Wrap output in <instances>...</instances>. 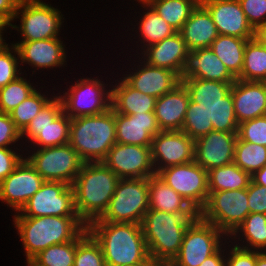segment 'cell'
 I'll return each instance as SVG.
<instances>
[{
  "label": "cell",
  "instance_id": "47",
  "mask_svg": "<svg viewBox=\"0 0 266 266\" xmlns=\"http://www.w3.org/2000/svg\"><path fill=\"white\" fill-rule=\"evenodd\" d=\"M22 139L21 131L15 126L9 114L0 111V148Z\"/></svg>",
  "mask_w": 266,
  "mask_h": 266
},
{
  "label": "cell",
  "instance_id": "2",
  "mask_svg": "<svg viewBox=\"0 0 266 266\" xmlns=\"http://www.w3.org/2000/svg\"><path fill=\"white\" fill-rule=\"evenodd\" d=\"M119 179L103 162L83 163L72 187L76 213L86 225L107 210Z\"/></svg>",
  "mask_w": 266,
  "mask_h": 266
},
{
  "label": "cell",
  "instance_id": "11",
  "mask_svg": "<svg viewBox=\"0 0 266 266\" xmlns=\"http://www.w3.org/2000/svg\"><path fill=\"white\" fill-rule=\"evenodd\" d=\"M224 235L213 224L198 216L188 226L180 250L168 266H200L206 258L224 245L221 239Z\"/></svg>",
  "mask_w": 266,
  "mask_h": 266
},
{
  "label": "cell",
  "instance_id": "18",
  "mask_svg": "<svg viewBox=\"0 0 266 266\" xmlns=\"http://www.w3.org/2000/svg\"><path fill=\"white\" fill-rule=\"evenodd\" d=\"M238 132L210 131L195 140L194 161L209 171L234 163Z\"/></svg>",
  "mask_w": 266,
  "mask_h": 266
},
{
  "label": "cell",
  "instance_id": "32",
  "mask_svg": "<svg viewBox=\"0 0 266 266\" xmlns=\"http://www.w3.org/2000/svg\"><path fill=\"white\" fill-rule=\"evenodd\" d=\"M145 2L179 32L200 0H145Z\"/></svg>",
  "mask_w": 266,
  "mask_h": 266
},
{
  "label": "cell",
  "instance_id": "44",
  "mask_svg": "<svg viewBox=\"0 0 266 266\" xmlns=\"http://www.w3.org/2000/svg\"><path fill=\"white\" fill-rule=\"evenodd\" d=\"M237 135L242 141L266 146V115L241 122Z\"/></svg>",
  "mask_w": 266,
  "mask_h": 266
},
{
  "label": "cell",
  "instance_id": "3",
  "mask_svg": "<svg viewBox=\"0 0 266 266\" xmlns=\"http://www.w3.org/2000/svg\"><path fill=\"white\" fill-rule=\"evenodd\" d=\"M198 213H167L149 209L141 222L151 260L168 265L178 254L188 226Z\"/></svg>",
  "mask_w": 266,
  "mask_h": 266
},
{
  "label": "cell",
  "instance_id": "29",
  "mask_svg": "<svg viewBox=\"0 0 266 266\" xmlns=\"http://www.w3.org/2000/svg\"><path fill=\"white\" fill-rule=\"evenodd\" d=\"M149 209L167 213H197L157 175L149 177Z\"/></svg>",
  "mask_w": 266,
  "mask_h": 266
},
{
  "label": "cell",
  "instance_id": "28",
  "mask_svg": "<svg viewBox=\"0 0 266 266\" xmlns=\"http://www.w3.org/2000/svg\"><path fill=\"white\" fill-rule=\"evenodd\" d=\"M112 86L111 108L116 113L133 115L154 112L156 99L132 88L124 79Z\"/></svg>",
  "mask_w": 266,
  "mask_h": 266
},
{
  "label": "cell",
  "instance_id": "20",
  "mask_svg": "<svg viewBox=\"0 0 266 266\" xmlns=\"http://www.w3.org/2000/svg\"><path fill=\"white\" fill-rule=\"evenodd\" d=\"M189 78L221 82H235L237 80L210 47L187 53L179 79L182 82Z\"/></svg>",
  "mask_w": 266,
  "mask_h": 266
},
{
  "label": "cell",
  "instance_id": "60",
  "mask_svg": "<svg viewBox=\"0 0 266 266\" xmlns=\"http://www.w3.org/2000/svg\"><path fill=\"white\" fill-rule=\"evenodd\" d=\"M137 266H154V265H137Z\"/></svg>",
  "mask_w": 266,
  "mask_h": 266
},
{
  "label": "cell",
  "instance_id": "51",
  "mask_svg": "<svg viewBox=\"0 0 266 266\" xmlns=\"http://www.w3.org/2000/svg\"><path fill=\"white\" fill-rule=\"evenodd\" d=\"M18 0H0V16L8 23L14 20Z\"/></svg>",
  "mask_w": 266,
  "mask_h": 266
},
{
  "label": "cell",
  "instance_id": "36",
  "mask_svg": "<svg viewBox=\"0 0 266 266\" xmlns=\"http://www.w3.org/2000/svg\"><path fill=\"white\" fill-rule=\"evenodd\" d=\"M234 163L245 172L253 175L266 165V146L237 138Z\"/></svg>",
  "mask_w": 266,
  "mask_h": 266
},
{
  "label": "cell",
  "instance_id": "52",
  "mask_svg": "<svg viewBox=\"0 0 266 266\" xmlns=\"http://www.w3.org/2000/svg\"><path fill=\"white\" fill-rule=\"evenodd\" d=\"M222 246L210 257L206 258L200 266H226V255L224 256V251L221 250ZM223 252V254H222ZM225 257V258H224Z\"/></svg>",
  "mask_w": 266,
  "mask_h": 266
},
{
  "label": "cell",
  "instance_id": "13",
  "mask_svg": "<svg viewBox=\"0 0 266 266\" xmlns=\"http://www.w3.org/2000/svg\"><path fill=\"white\" fill-rule=\"evenodd\" d=\"M19 212L14 217H78L73 187L61 181H45Z\"/></svg>",
  "mask_w": 266,
  "mask_h": 266
},
{
  "label": "cell",
  "instance_id": "15",
  "mask_svg": "<svg viewBox=\"0 0 266 266\" xmlns=\"http://www.w3.org/2000/svg\"><path fill=\"white\" fill-rule=\"evenodd\" d=\"M120 179L149 178L156 175L151 147L115 143L102 161Z\"/></svg>",
  "mask_w": 266,
  "mask_h": 266
},
{
  "label": "cell",
  "instance_id": "50",
  "mask_svg": "<svg viewBox=\"0 0 266 266\" xmlns=\"http://www.w3.org/2000/svg\"><path fill=\"white\" fill-rule=\"evenodd\" d=\"M19 154V155H18ZM10 147L0 148V183L16 168L24 158Z\"/></svg>",
  "mask_w": 266,
  "mask_h": 266
},
{
  "label": "cell",
  "instance_id": "22",
  "mask_svg": "<svg viewBox=\"0 0 266 266\" xmlns=\"http://www.w3.org/2000/svg\"><path fill=\"white\" fill-rule=\"evenodd\" d=\"M60 38H49L37 41H20L12 44L18 51L19 61L27 62L38 70L63 66L66 62L65 45Z\"/></svg>",
  "mask_w": 266,
  "mask_h": 266
},
{
  "label": "cell",
  "instance_id": "5",
  "mask_svg": "<svg viewBox=\"0 0 266 266\" xmlns=\"http://www.w3.org/2000/svg\"><path fill=\"white\" fill-rule=\"evenodd\" d=\"M116 143L115 111L71 119L69 145L84 163L102 162Z\"/></svg>",
  "mask_w": 266,
  "mask_h": 266
},
{
  "label": "cell",
  "instance_id": "6",
  "mask_svg": "<svg viewBox=\"0 0 266 266\" xmlns=\"http://www.w3.org/2000/svg\"><path fill=\"white\" fill-rule=\"evenodd\" d=\"M182 83L190 99L204 111L214 131L238 132L239 124L231 93L234 82L189 78Z\"/></svg>",
  "mask_w": 266,
  "mask_h": 266
},
{
  "label": "cell",
  "instance_id": "16",
  "mask_svg": "<svg viewBox=\"0 0 266 266\" xmlns=\"http://www.w3.org/2000/svg\"><path fill=\"white\" fill-rule=\"evenodd\" d=\"M194 147L195 140L182 130L160 131L151 144L156 175L165 168L194 161Z\"/></svg>",
  "mask_w": 266,
  "mask_h": 266
},
{
  "label": "cell",
  "instance_id": "45",
  "mask_svg": "<svg viewBox=\"0 0 266 266\" xmlns=\"http://www.w3.org/2000/svg\"><path fill=\"white\" fill-rule=\"evenodd\" d=\"M16 54L18 55V51L12 44L0 52V88L5 87L21 75L18 70L19 56L16 57Z\"/></svg>",
  "mask_w": 266,
  "mask_h": 266
},
{
  "label": "cell",
  "instance_id": "54",
  "mask_svg": "<svg viewBox=\"0 0 266 266\" xmlns=\"http://www.w3.org/2000/svg\"><path fill=\"white\" fill-rule=\"evenodd\" d=\"M254 38L266 47V24L260 25L254 30Z\"/></svg>",
  "mask_w": 266,
  "mask_h": 266
},
{
  "label": "cell",
  "instance_id": "40",
  "mask_svg": "<svg viewBox=\"0 0 266 266\" xmlns=\"http://www.w3.org/2000/svg\"><path fill=\"white\" fill-rule=\"evenodd\" d=\"M35 90L22 103L15 107L10 113L11 120L15 126L22 132L31 120L44 108L52 99Z\"/></svg>",
  "mask_w": 266,
  "mask_h": 266
},
{
  "label": "cell",
  "instance_id": "1",
  "mask_svg": "<svg viewBox=\"0 0 266 266\" xmlns=\"http://www.w3.org/2000/svg\"><path fill=\"white\" fill-rule=\"evenodd\" d=\"M87 229L101 245L106 266L155 265L141 224L90 222Z\"/></svg>",
  "mask_w": 266,
  "mask_h": 266
},
{
  "label": "cell",
  "instance_id": "53",
  "mask_svg": "<svg viewBox=\"0 0 266 266\" xmlns=\"http://www.w3.org/2000/svg\"><path fill=\"white\" fill-rule=\"evenodd\" d=\"M251 180L258 185L266 187V165L251 175Z\"/></svg>",
  "mask_w": 266,
  "mask_h": 266
},
{
  "label": "cell",
  "instance_id": "25",
  "mask_svg": "<svg viewBox=\"0 0 266 266\" xmlns=\"http://www.w3.org/2000/svg\"><path fill=\"white\" fill-rule=\"evenodd\" d=\"M141 60L151 66L172 70L180 75L187 53L189 52L179 32L159 41L156 44L145 47Z\"/></svg>",
  "mask_w": 266,
  "mask_h": 266
},
{
  "label": "cell",
  "instance_id": "48",
  "mask_svg": "<svg viewBox=\"0 0 266 266\" xmlns=\"http://www.w3.org/2000/svg\"><path fill=\"white\" fill-rule=\"evenodd\" d=\"M249 212L266 214V187L252 180L247 188Z\"/></svg>",
  "mask_w": 266,
  "mask_h": 266
},
{
  "label": "cell",
  "instance_id": "17",
  "mask_svg": "<svg viewBox=\"0 0 266 266\" xmlns=\"http://www.w3.org/2000/svg\"><path fill=\"white\" fill-rule=\"evenodd\" d=\"M44 182L29 161L23 158L0 183V200L19 212Z\"/></svg>",
  "mask_w": 266,
  "mask_h": 266
},
{
  "label": "cell",
  "instance_id": "39",
  "mask_svg": "<svg viewBox=\"0 0 266 266\" xmlns=\"http://www.w3.org/2000/svg\"><path fill=\"white\" fill-rule=\"evenodd\" d=\"M76 238L63 244L49 246L40 251L31 261L37 266H73Z\"/></svg>",
  "mask_w": 266,
  "mask_h": 266
},
{
  "label": "cell",
  "instance_id": "9",
  "mask_svg": "<svg viewBox=\"0 0 266 266\" xmlns=\"http://www.w3.org/2000/svg\"><path fill=\"white\" fill-rule=\"evenodd\" d=\"M57 9L41 0H25L17 5L14 20L20 16V27L10 26L22 35L21 41H37L59 38L63 15ZM19 15V16H18Z\"/></svg>",
  "mask_w": 266,
  "mask_h": 266
},
{
  "label": "cell",
  "instance_id": "27",
  "mask_svg": "<svg viewBox=\"0 0 266 266\" xmlns=\"http://www.w3.org/2000/svg\"><path fill=\"white\" fill-rule=\"evenodd\" d=\"M179 33L189 51L210 47L219 35L211 14L201 3L192 11Z\"/></svg>",
  "mask_w": 266,
  "mask_h": 266
},
{
  "label": "cell",
  "instance_id": "38",
  "mask_svg": "<svg viewBox=\"0 0 266 266\" xmlns=\"http://www.w3.org/2000/svg\"><path fill=\"white\" fill-rule=\"evenodd\" d=\"M71 119L62 112L50 125L43 129L32 141L38 149L69 143Z\"/></svg>",
  "mask_w": 266,
  "mask_h": 266
},
{
  "label": "cell",
  "instance_id": "24",
  "mask_svg": "<svg viewBox=\"0 0 266 266\" xmlns=\"http://www.w3.org/2000/svg\"><path fill=\"white\" fill-rule=\"evenodd\" d=\"M137 69L134 73L127 74L123 79L132 88L155 98L172 91L181 83L176 72L148 65L145 61L137 66Z\"/></svg>",
  "mask_w": 266,
  "mask_h": 266
},
{
  "label": "cell",
  "instance_id": "4",
  "mask_svg": "<svg viewBox=\"0 0 266 266\" xmlns=\"http://www.w3.org/2000/svg\"><path fill=\"white\" fill-rule=\"evenodd\" d=\"M13 222L27 260L49 246L73 241L87 227L79 217H14Z\"/></svg>",
  "mask_w": 266,
  "mask_h": 266
},
{
  "label": "cell",
  "instance_id": "33",
  "mask_svg": "<svg viewBox=\"0 0 266 266\" xmlns=\"http://www.w3.org/2000/svg\"><path fill=\"white\" fill-rule=\"evenodd\" d=\"M144 7L147 8V12H143V16L140 18L139 32L141 31V37L143 38L144 49L145 46H151L153 44L162 41L174 35L177 31L172 28L149 4L145 1H138ZM146 42V44L144 43Z\"/></svg>",
  "mask_w": 266,
  "mask_h": 266
},
{
  "label": "cell",
  "instance_id": "56",
  "mask_svg": "<svg viewBox=\"0 0 266 266\" xmlns=\"http://www.w3.org/2000/svg\"><path fill=\"white\" fill-rule=\"evenodd\" d=\"M2 35L3 32L0 31V52L3 51L8 46V44L4 42L5 40L3 39Z\"/></svg>",
  "mask_w": 266,
  "mask_h": 266
},
{
  "label": "cell",
  "instance_id": "12",
  "mask_svg": "<svg viewBox=\"0 0 266 266\" xmlns=\"http://www.w3.org/2000/svg\"><path fill=\"white\" fill-rule=\"evenodd\" d=\"M26 159L45 181H61L69 185L74 183L84 163L69 143L37 149Z\"/></svg>",
  "mask_w": 266,
  "mask_h": 266
},
{
  "label": "cell",
  "instance_id": "14",
  "mask_svg": "<svg viewBox=\"0 0 266 266\" xmlns=\"http://www.w3.org/2000/svg\"><path fill=\"white\" fill-rule=\"evenodd\" d=\"M157 176L197 212L204 207L209 195L208 172L195 161L161 170Z\"/></svg>",
  "mask_w": 266,
  "mask_h": 266
},
{
  "label": "cell",
  "instance_id": "43",
  "mask_svg": "<svg viewBox=\"0 0 266 266\" xmlns=\"http://www.w3.org/2000/svg\"><path fill=\"white\" fill-rule=\"evenodd\" d=\"M181 130L193 140L213 131L212 123H209L204 111L191 99L186 110L184 124Z\"/></svg>",
  "mask_w": 266,
  "mask_h": 266
},
{
  "label": "cell",
  "instance_id": "55",
  "mask_svg": "<svg viewBox=\"0 0 266 266\" xmlns=\"http://www.w3.org/2000/svg\"><path fill=\"white\" fill-rule=\"evenodd\" d=\"M255 266H266V254L262 251H256V265Z\"/></svg>",
  "mask_w": 266,
  "mask_h": 266
},
{
  "label": "cell",
  "instance_id": "31",
  "mask_svg": "<svg viewBox=\"0 0 266 266\" xmlns=\"http://www.w3.org/2000/svg\"><path fill=\"white\" fill-rule=\"evenodd\" d=\"M247 41V39L234 36L218 35L210 46V49L235 77L241 73Z\"/></svg>",
  "mask_w": 266,
  "mask_h": 266
},
{
  "label": "cell",
  "instance_id": "23",
  "mask_svg": "<svg viewBox=\"0 0 266 266\" xmlns=\"http://www.w3.org/2000/svg\"><path fill=\"white\" fill-rule=\"evenodd\" d=\"M231 93L238 124L266 115V82L237 79Z\"/></svg>",
  "mask_w": 266,
  "mask_h": 266
},
{
  "label": "cell",
  "instance_id": "57",
  "mask_svg": "<svg viewBox=\"0 0 266 266\" xmlns=\"http://www.w3.org/2000/svg\"><path fill=\"white\" fill-rule=\"evenodd\" d=\"M10 24H8L1 16H0V31H4L5 27H9Z\"/></svg>",
  "mask_w": 266,
  "mask_h": 266
},
{
  "label": "cell",
  "instance_id": "21",
  "mask_svg": "<svg viewBox=\"0 0 266 266\" xmlns=\"http://www.w3.org/2000/svg\"><path fill=\"white\" fill-rule=\"evenodd\" d=\"M116 142L151 147L161 130L154 112L126 115L115 112Z\"/></svg>",
  "mask_w": 266,
  "mask_h": 266
},
{
  "label": "cell",
  "instance_id": "8",
  "mask_svg": "<svg viewBox=\"0 0 266 266\" xmlns=\"http://www.w3.org/2000/svg\"><path fill=\"white\" fill-rule=\"evenodd\" d=\"M248 202L247 188L209 192L207 202L198 216L221 230L229 240V236L250 214Z\"/></svg>",
  "mask_w": 266,
  "mask_h": 266
},
{
  "label": "cell",
  "instance_id": "34",
  "mask_svg": "<svg viewBox=\"0 0 266 266\" xmlns=\"http://www.w3.org/2000/svg\"><path fill=\"white\" fill-rule=\"evenodd\" d=\"M243 81L266 82V47L255 38L245 45L243 67L236 77Z\"/></svg>",
  "mask_w": 266,
  "mask_h": 266
},
{
  "label": "cell",
  "instance_id": "42",
  "mask_svg": "<svg viewBox=\"0 0 266 266\" xmlns=\"http://www.w3.org/2000/svg\"><path fill=\"white\" fill-rule=\"evenodd\" d=\"M62 112V102L58 96H54L21 132V138L26 136L32 143L38 134L50 125Z\"/></svg>",
  "mask_w": 266,
  "mask_h": 266
},
{
  "label": "cell",
  "instance_id": "30",
  "mask_svg": "<svg viewBox=\"0 0 266 266\" xmlns=\"http://www.w3.org/2000/svg\"><path fill=\"white\" fill-rule=\"evenodd\" d=\"M207 172L209 192L246 189L251 182V175L235 163L216 167Z\"/></svg>",
  "mask_w": 266,
  "mask_h": 266
},
{
  "label": "cell",
  "instance_id": "46",
  "mask_svg": "<svg viewBox=\"0 0 266 266\" xmlns=\"http://www.w3.org/2000/svg\"><path fill=\"white\" fill-rule=\"evenodd\" d=\"M248 23L255 30L266 24V0H239Z\"/></svg>",
  "mask_w": 266,
  "mask_h": 266
},
{
  "label": "cell",
  "instance_id": "37",
  "mask_svg": "<svg viewBox=\"0 0 266 266\" xmlns=\"http://www.w3.org/2000/svg\"><path fill=\"white\" fill-rule=\"evenodd\" d=\"M73 266H106L101 245L88 232L87 227L76 237Z\"/></svg>",
  "mask_w": 266,
  "mask_h": 266
},
{
  "label": "cell",
  "instance_id": "49",
  "mask_svg": "<svg viewBox=\"0 0 266 266\" xmlns=\"http://www.w3.org/2000/svg\"><path fill=\"white\" fill-rule=\"evenodd\" d=\"M229 250L228 258H226V266H255L256 251L248 250L234 245Z\"/></svg>",
  "mask_w": 266,
  "mask_h": 266
},
{
  "label": "cell",
  "instance_id": "19",
  "mask_svg": "<svg viewBox=\"0 0 266 266\" xmlns=\"http://www.w3.org/2000/svg\"><path fill=\"white\" fill-rule=\"evenodd\" d=\"M211 14L219 35L251 40L254 29L248 23L239 0H200Z\"/></svg>",
  "mask_w": 266,
  "mask_h": 266
},
{
  "label": "cell",
  "instance_id": "10",
  "mask_svg": "<svg viewBox=\"0 0 266 266\" xmlns=\"http://www.w3.org/2000/svg\"><path fill=\"white\" fill-rule=\"evenodd\" d=\"M63 112L70 118L94 116L111 109L112 90L105 88V83L98 78H81L62 96Z\"/></svg>",
  "mask_w": 266,
  "mask_h": 266
},
{
  "label": "cell",
  "instance_id": "59",
  "mask_svg": "<svg viewBox=\"0 0 266 266\" xmlns=\"http://www.w3.org/2000/svg\"><path fill=\"white\" fill-rule=\"evenodd\" d=\"M154 266H168L166 264H155Z\"/></svg>",
  "mask_w": 266,
  "mask_h": 266
},
{
  "label": "cell",
  "instance_id": "35",
  "mask_svg": "<svg viewBox=\"0 0 266 266\" xmlns=\"http://www.w3.org/2000/svg\"><path fill=\"white\" fill-rule=\"evenodd\" d=\"M239 232L244 233L240 235L244 236V238L241 237V240L243 239V243L246 240L248 244L240 246L236 243V246L248 250L264 251L266 248V214H249L229 237L237 236L236 234Z\"/></svg>",
  "mask_w": 266,
  "mask_h": 266
},
{
  "label": "cell",
  "instance_id": "41",
  "mask_svg": "<svg viewBox=\"0 0 266 266\" xmlns=\"http://www.w3.org/2000/svg\"><path fill=\"white\" fill-rule=\"evenodd\" d=\"M35 90L29 81L19 76L0 88V111L9 114Z\"/></svg>",
  "mask_w": 266,
  "mask_h": 266
},
{
  "label": "cell",
  "instance_id": "26",
  "mask_svg": "<svg viewBox=\"0 0 266 266\" xmlns=\"http://www.w3.org/2000/svg\"><path fill=\"white\" fill-rule=\"evenodd\" d=\"M189 101V92L182 82L156 99L154 113L161 131L182 129Z\"/></svg>",
  "mask_w": 266,
  "mask_h": 266
},
{
  "label": "cell",
  "instance_id": "7",
  "mask_svg": "<svg viewBox=\"0 0 266 266\" xmlns=\"http://www.w3.org/2000/svg\"><path fill=\"white\" fill-rule=\"evenodd\" d=\"M149 210V178L119 179L104 214L91 222L141 224Z\"/></svg>",
  "mask_w": 266,
  "mask_h": 266
},
{
  "label": "cell",
  "instance_id": "58",
  "mask_svg": "<svg viewBox=\"0 0 266 266\" xmlns=\"http://www.w3.org/2000/svg\"><path fill=\"white\" fill-rule=\"evenodd\" d=\"M27 266H37V265L33 263L31 260H27Z\"/></svg>",
  "mask_w": 266,
  "mask_h": 266
}]
</instances>
